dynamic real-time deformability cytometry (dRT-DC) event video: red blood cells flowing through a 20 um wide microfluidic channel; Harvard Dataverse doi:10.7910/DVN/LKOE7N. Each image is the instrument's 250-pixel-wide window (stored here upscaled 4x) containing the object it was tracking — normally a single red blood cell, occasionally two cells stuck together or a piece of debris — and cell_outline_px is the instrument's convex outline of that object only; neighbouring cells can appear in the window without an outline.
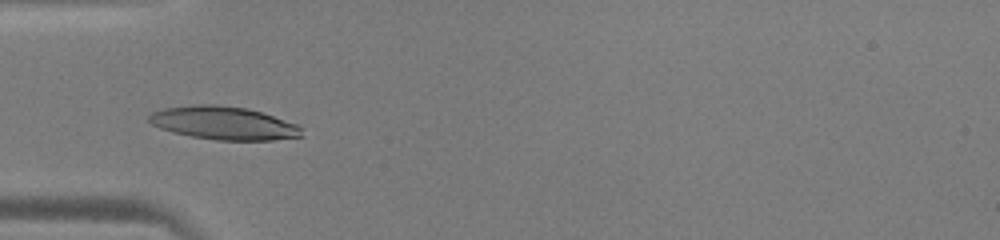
{"species": "human", "species_latin": "Homo sapiens", "temperature_condition": "warm", "stored_images_in_passage": 36, "camera_frame_rate_fps": 3000, "um_per_image_px": 0.085, "donor": {"sex": "male"}, "frame": {"image": 1, "passage_image": 1, "time_ms": 0.0, "image_size_px": [1000, 240], "cell_outline_px": [[304, 136], [272, 140], [216, 140], [192, 136], [172, 132], [160, 128], [152, 124], [148, 120], [148, 116], [152, 112], [164, 108], [192, 104], [216, 104], [248, 108], [296, 124], [300, 128]], "centroid_in_image_um": [18.97, 10.45], "position_along_channel_um": 66.0, "area_um2": 29.42}}
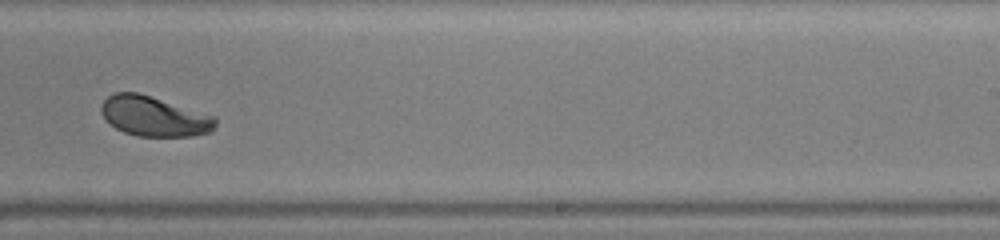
{"frame": {"image": 2, "passage_image": 17, "time_ms": 5.333, "image_size_px": [1000, 240], "cell_outline_px": [[216, 124], [212, 132], [192, 136], [136, 136], [124, 132], [116, 128], [100, 112], [100, 108], [104, 100], [108, 96], [116, 92], [136, 92], [216, 116]], "centroid_in_image_um": [13.12, 9.89], "position_along_channel_um": 275.9, "area_um2": 26.41}}
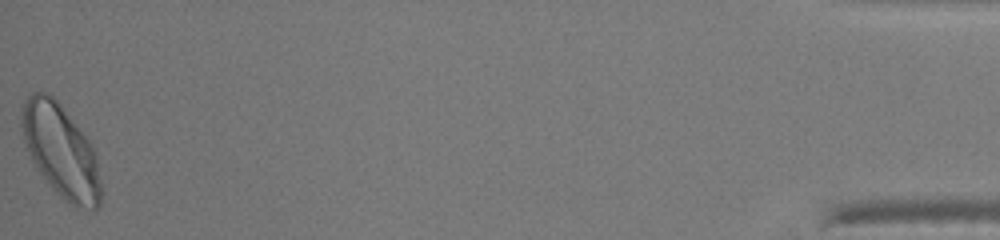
{"frame": {"image": 3, "passage_image": 36, "time_ms": 11.667, "image_size_px": [1000, 240], "cell_outline_px": [[100, 208], [92, 212], [76, 208], [68, 204], [52, 188], [40, 172], [32, 160], [24, 140], [20, 124], [20, 112], [28, 96], [32, 92], [48, 92], [60, 104], [88, 140], [92, 148], [96, 160], [100, 180]], "centroid_in_image_um": [5.17, 12.88], "position_along_channel_um": 430.0, "area_um2": 42.6}, "authors_computed_cell_mechanics": {"area_um2": 27.9752, "velocity_mm_per_s": 3.9544, "shape_relaxation_time_tau1_ms": 3.3317, "shape_relaxation_time_tau2_ms": null, "deformation_change_tau1": 0.1767, "deformation_change_tau2": null}}